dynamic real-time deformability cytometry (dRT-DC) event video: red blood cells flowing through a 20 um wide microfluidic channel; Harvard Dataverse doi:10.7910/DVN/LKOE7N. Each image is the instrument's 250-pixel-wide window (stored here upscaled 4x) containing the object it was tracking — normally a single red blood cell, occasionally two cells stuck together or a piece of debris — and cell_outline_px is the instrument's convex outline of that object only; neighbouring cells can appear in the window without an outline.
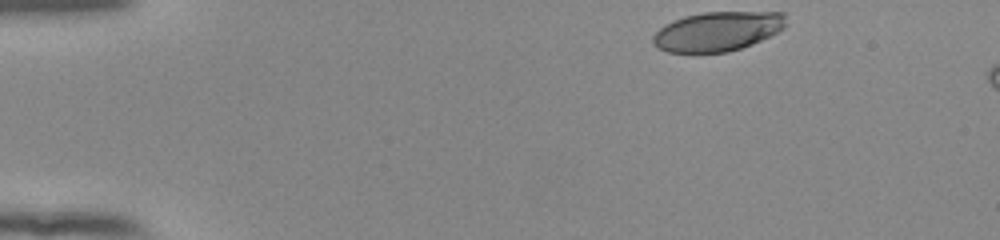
{"species": "human", "species_latin": "Homo sapiens", "temperature_condition": "room temperature", "stored_images_in_passage": 46, "camera_frame_rate_fps": 3000, "um_per_image_px": 0.085, "donor": {"sex": "female"}, "frame": {"image": 1, "passage_image": 1, "time_ms": 0.0, "image_size_px": [1000, 240], "cell_outline_px": [[788, 24], [784, 28], [752, 44], [728, 52], [668, 52], [652, 44], [652, 36], [664, 24], [672, 20], [684, 16], [704, 12], [784, 12]], "centroid_in_image_um": [60.98, 2.65], "position_along_channel_um": 24.0, "area_um2": 30.58}}
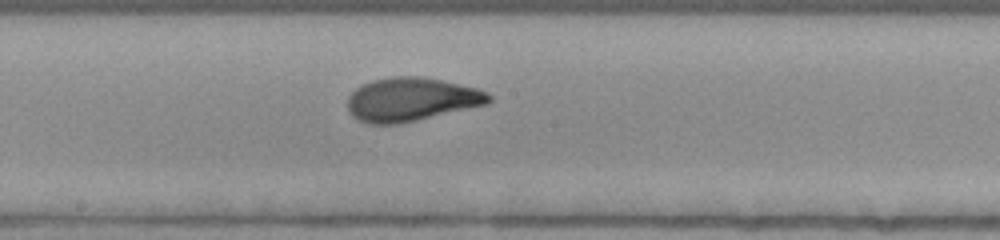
{"frame": {"image": 2, "passage_image": 23, "time_ms": 7.333, "image_size_px": [1000, 240], "cell_outline_px": [[492, 100], [488, 104], [416, 120], [396, 124], [368, 124], [352, 116], [348, 112], [348, 96], [356, 88], [372, 80], [392, 76], [420, 76], [444, 80], [476, 88], [488, 92], [492, 96]], "centroid_in_image_um": [34.97, 8.44], "position_along_channel_um": 213.2, "area_um2": 35.95}}
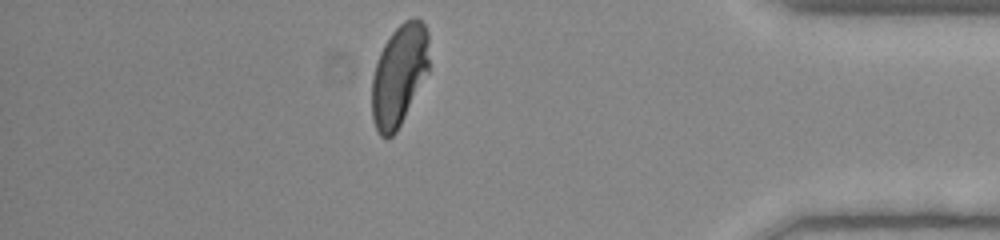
{"frame": {"image": 3, "passage_image": 40, "time_ms": 13.0, "image_size_px": [1000, 240], "cell_outline_px": [[428, 72], [396, 132], [392, 136], [384, 140], [380, 136], [372, 120], [372, 76], [380, 52], [384, 44], [392, 32], [404, 20], [416, 16], [424, 24], [428, 32]], "centroid_in_image_um": [33.91, 6.38], "position_along_channel_um": 401.3, "area_um2": 33.76}, "authors_computed_cell_mechanics": {"area_um2": 34.391, "velocity_mm_per_s": 3.8847, "shape_relaxation_time_tau1_ms": 3.78, "shape_relaxation_time_tau2_ms": 0.86, "deformation_change_tau1": 0.1635, "deformation_change_tau2": 0.0642}}